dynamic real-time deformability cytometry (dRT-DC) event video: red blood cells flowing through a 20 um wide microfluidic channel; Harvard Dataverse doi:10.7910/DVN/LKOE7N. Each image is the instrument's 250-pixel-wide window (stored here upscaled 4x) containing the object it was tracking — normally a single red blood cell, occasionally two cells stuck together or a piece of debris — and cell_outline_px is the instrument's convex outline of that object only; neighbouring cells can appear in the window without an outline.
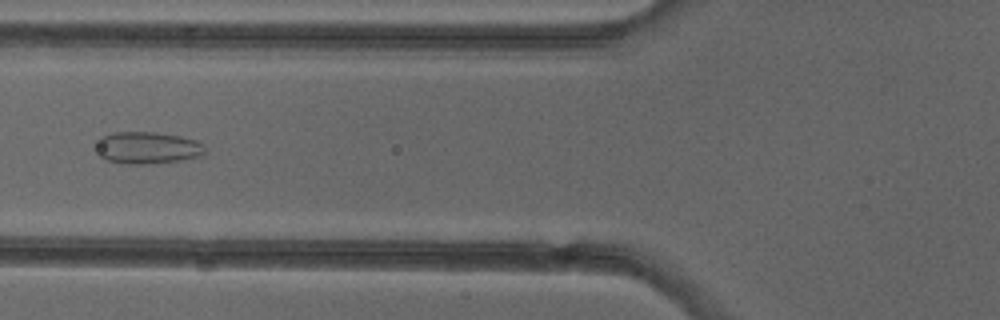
{"species": "common noctule bat (a hibernating species)", "species_latin": "Nyctalus noctula", "temperature_condition": "cold", "stored_images_in_passage": 6, "camera_frame_rate_fps": 3000, "um_per_image_px": 0.085, "animal": {"sex": "female"}, "frame": {"image": 1, "passage_image": 6, "time_ms": 6.0, "image_size_px": [1000, 320], "cell_outline_px": [[204, 156], [180, 160], [144, 164], [128, 164], [108, 160], [100, 156], [92, 148], [100, 136], [112, 132], [156, 132], [180, 136], [196, 140], [204, 144]], "centroid_in_image_um": [12.48, 12.55], "position_along_channel_um": 113.3, "area_um2": 20.63}}